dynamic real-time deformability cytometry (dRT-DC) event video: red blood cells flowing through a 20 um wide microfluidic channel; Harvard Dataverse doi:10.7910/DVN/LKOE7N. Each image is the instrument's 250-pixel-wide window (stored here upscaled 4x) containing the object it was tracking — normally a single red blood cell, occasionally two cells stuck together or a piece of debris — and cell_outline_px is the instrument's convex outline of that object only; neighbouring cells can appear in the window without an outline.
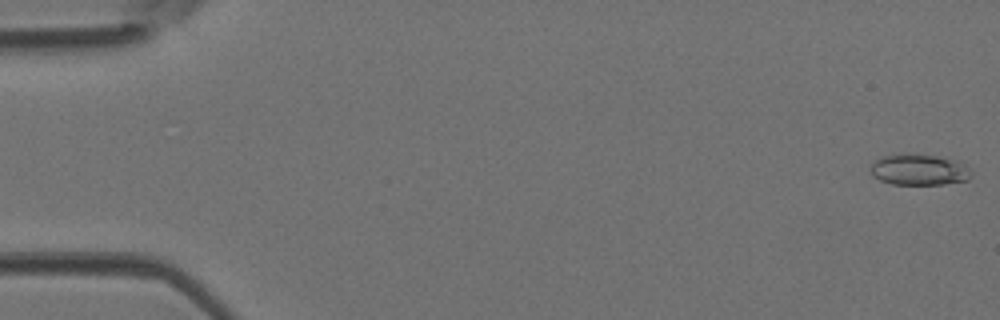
{"species": "Egyptian fruit bat (a non-hibernating species)", "species_latin": "Rousettus aegyptiacus", "temperature_condition": "room temperature", "stored_images_in_passage": 46, "camera_frame_rate_fps": 3000, "um_per_image_px": 0.085, "animal": {"sex": "female"}, "frame": {"image": 1, "passage_image": 1, "time_ms": 0.0, "image_size_px": [1000, 320], "cell_outline_px": [[972, 176], [968, 180], [944, 184], [892, 184], [880, 180], [872, 176], [872, 164], [876, 160], [884, 156], [904, 152], [936, 156], [964, 164], [972, 172]], "centroid_in_image_um": [78.11, 14.42], "position_along_channel_um": 6.9, "area_um2": 18.15}}
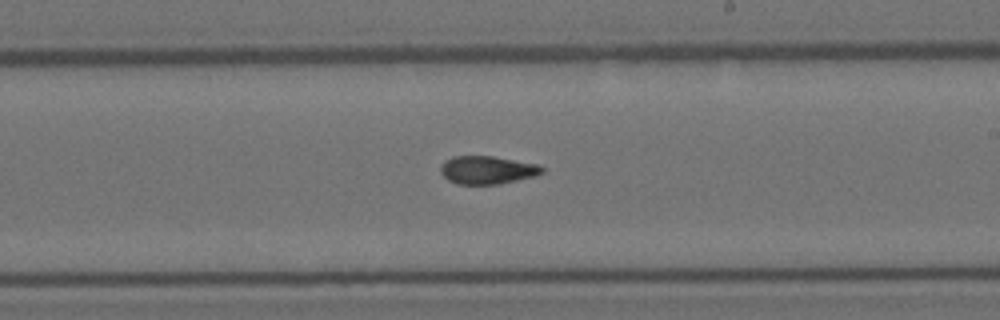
{"frame": {"image": 2, "passage_image": 27, "time_ms": 8.667, "image_size_px": [1000, 320], "cell_outline_px": [[544, 172], [532, 176], [500, 184], [456, 184], [448, 180], [440, 172], [440, 164], [444, 160], [452, 156], [492, 156], [536, 164], [544, 168]], "centroid_in_image_um": [41.35, 14.44], "position_along_channel_um": 247.6, "area_um2": 16.53}}
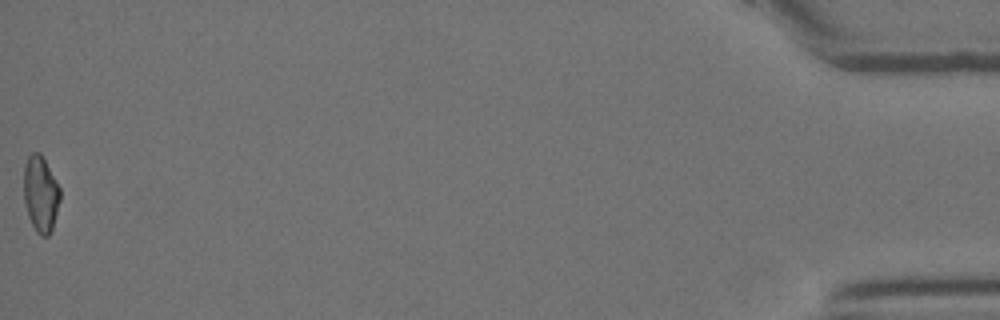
{"frame": {"image": 3, "passage_image": 46, "time_ms": 15.0, "image_size_px": [1000, 320], "cell_outline_px": [[60, 200], [52, 228], [48, 236], [40, 236], [36, 232], [28, 216], [24, 200], [24, 164], [28, 156], [32, 152], [40, 152], [60, 188]], "centroid_in_image_um": [3.44, 16.48], "position_along_channel_um": 431.8, "area_um2": 16.01}}